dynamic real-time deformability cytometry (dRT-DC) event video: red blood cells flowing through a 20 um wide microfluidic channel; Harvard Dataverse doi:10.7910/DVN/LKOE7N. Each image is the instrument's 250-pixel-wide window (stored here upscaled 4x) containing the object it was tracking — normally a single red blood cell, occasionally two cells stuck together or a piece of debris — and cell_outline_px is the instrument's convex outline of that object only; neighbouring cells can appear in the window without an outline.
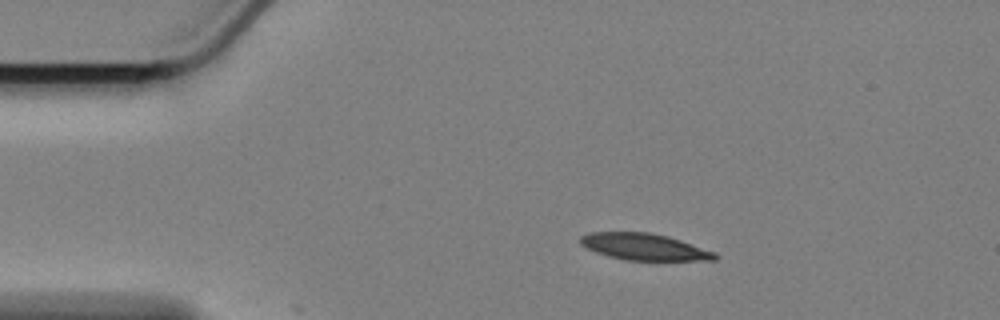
{"species": "Egyptian fruit bat (a non-hibernating species)", "species_latin": "Rousettus aegyptiacus", "temperature_condition": "cold", "stored_images_in_passage": 2, "camera_frame_rate_fps": 3000, "um_per_image_px": 0.085, "animal": {"sex": "female"}, "frame": {"image": 1, "passage_image": 1, "time_ms": 0.0, "image_size_px": [1000, 320], "cell_outline_px": [[720, 256], [716, 260], [624, 260], [608, 256], [596, 252], [580, 244], [580, 236], [588, 232], [648, 232], [668, 236], [716, 252]], "centroid_in_image_um": [54.77, 20.98], "position_along_channel_um": 30.2, "area_um2": 20.92}}